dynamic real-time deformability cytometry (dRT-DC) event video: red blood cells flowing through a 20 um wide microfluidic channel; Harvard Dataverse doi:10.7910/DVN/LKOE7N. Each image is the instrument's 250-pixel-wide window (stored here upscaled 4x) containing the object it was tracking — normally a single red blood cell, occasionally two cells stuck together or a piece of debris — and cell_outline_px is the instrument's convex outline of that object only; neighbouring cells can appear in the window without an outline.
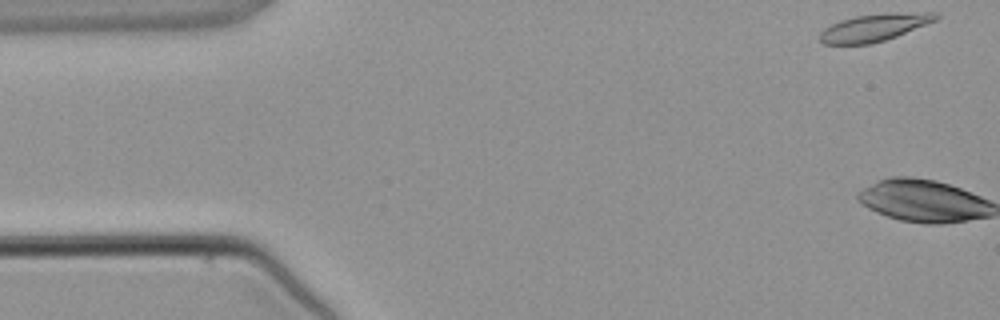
{"species": "common noctule bat (a hibernating species)", "species_latin": "Nyctalus noctula", "temperature_condition": "warm", "stored_images_in_passage": 4, "camera_frame_rate_fps": 3000, "um_per_image_px": 0.085, "animal": {"sex": "male", "body_mass_g": 21.5, "forearm_length_mm": 52.0}, "frame": {"image": 1, "passage_image": 1, "time_ms": 0.0, "image_size_px": [1000, 320], "cell_outline_px": [[940, 16], [936, 20], [896, 36], [872, 44], [824, 44], [820, 40], [820, 32], [824, 28], [840, 20], [856, 16], [892, 12], [936, 12]], "centroid_in_image_um": [74.32, 2.33], "position_along_channel_um": 10.7, "area_um2": 18.44}}